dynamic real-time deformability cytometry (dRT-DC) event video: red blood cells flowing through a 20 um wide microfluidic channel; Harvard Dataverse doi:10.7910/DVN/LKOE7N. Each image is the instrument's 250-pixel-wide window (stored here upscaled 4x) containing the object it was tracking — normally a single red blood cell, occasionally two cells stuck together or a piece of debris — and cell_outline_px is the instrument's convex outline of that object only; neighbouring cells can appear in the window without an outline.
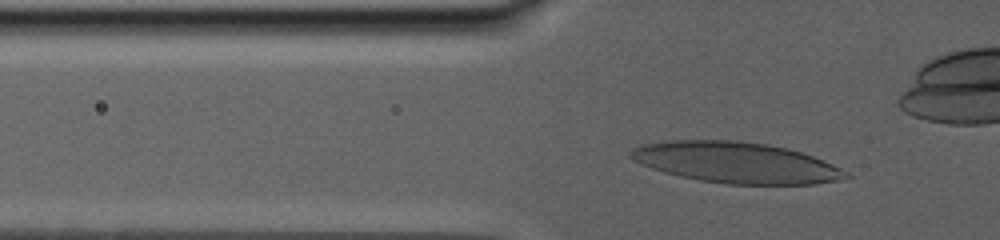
{"species": "human", "species_latin": "Homo sapiens", "temperature_condition": "warm", "stored_images_in_passage": 68, "camera_frame_rate_fps": 3000, "um_per_image_px": 0.085, "donor": {"sex": "male"}, "frame": {"image": 1, "passage_image": 17, "time_ms": 5.0, "image_size_px": [1000, 240], "cell_outline_px": [[852, 176], [844, 180], [816, 184], [728, 184], [700, 180], [680, 176], [664, 172], [640, 164], [632, 160], [628, 156], [628, 152], [632, 148], [640, 144], [672, 140], [736, 140], [764, 144], [788, 148], [812, 156], [832, 164], [848, 172]], "centroid_in_image_um": [62.55, 13.82], "position_along_channel_um": 63.3, "area_um2": 51.5}}
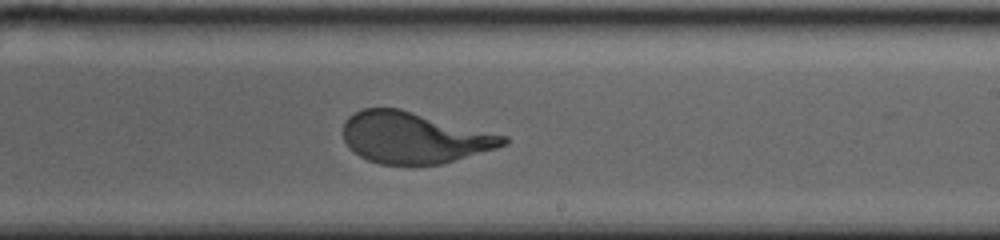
{"frame": {"image": 2, "passage_image": 46, "time_ms": 13.333, "image_size_px": [1000, 240], "cell_outline_px": [[508, 144], [496, 148], [440, 164], [380, 164], [368, 160], [360, 156], [344, 140], [344, 120], [348, 116], [360, 108], [400, 108], [508, 136]], "centroid_in_image_um": [35.2, 11.68], "position_along_channel_um": 253.8, "area_um2": 47.63}}
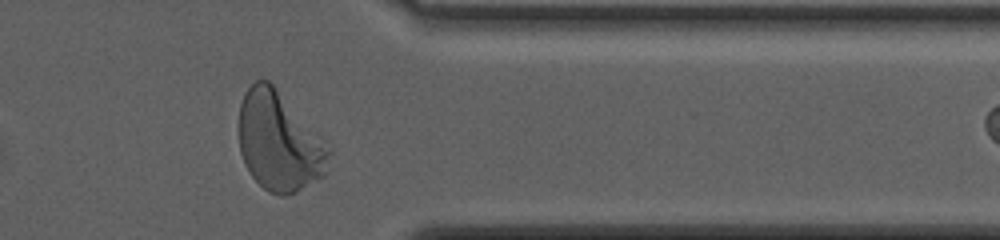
{"frame": {"image": 3, "passage_image": 65, "time_ms": 19.0, "image_size_px": [1000, 240], "cell_outline_px": [[332, 152], [324, 176], [284, 196], [280, 196], [268, 192], [252, 176], [244, 164], [240, 152], [240, 104], [244, 92], [256, 80], [268, 80], [276, 88]], "centroid_in_image_um": [23.69, 12.06], "position_along_channel_um": 387.7, "area_um2": 50.75}, "authors_computed_cell_mechanics": {"area_um2": 48.8699, "velocity_mm_per_s": 2.449, "shape_relaxation_time_tau1_ms": 6.1117, "shape_relaxation_time_tau2_ms": null, "deformation_change_tau1": 0.241, "deformation_change_tau2": null}}